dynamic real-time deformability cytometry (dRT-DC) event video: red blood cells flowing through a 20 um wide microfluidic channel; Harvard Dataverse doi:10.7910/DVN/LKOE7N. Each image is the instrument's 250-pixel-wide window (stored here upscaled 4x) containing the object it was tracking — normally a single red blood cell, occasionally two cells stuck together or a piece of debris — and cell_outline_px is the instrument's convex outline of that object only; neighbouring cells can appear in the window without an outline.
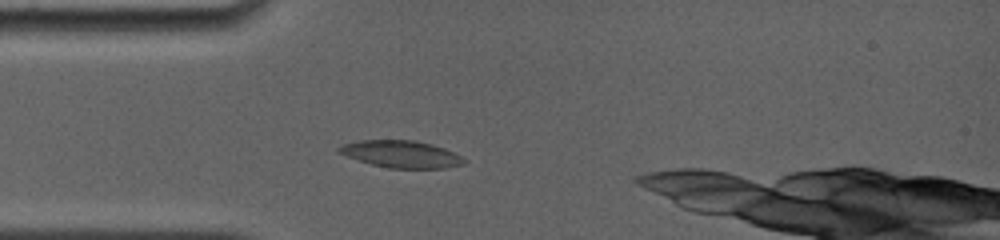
{"species": "common noctule bat (a hibernating species)", "species_latin": "Nyctalus noctula", "temperature_condition": "room temperature", "stored_images_in_passage": 10, "camera_frame_rate_fps": 4000, "um_per_image_px": 0.085, "animal": {"sex": "female", "body_mass_g": 19.0, "forearm_length_mm": 56.7}, "frame": {"image": 1, "passage_image": 4, "time_ms": 2.25, "image_size_px": [1000, 240], "cell_outline_px": [[464, 164], [444, 168], [388, 168], [372, 164], [336, 152], [336, 148], [344, 144], [360, 140], [416, 140], [432, 144], [444, 148], [460, 156], [464, 160]], "centroid_in_image_um": [34.08, 13.09], "position_along_channel_um": 50.9, "area_um2": 19.54}}
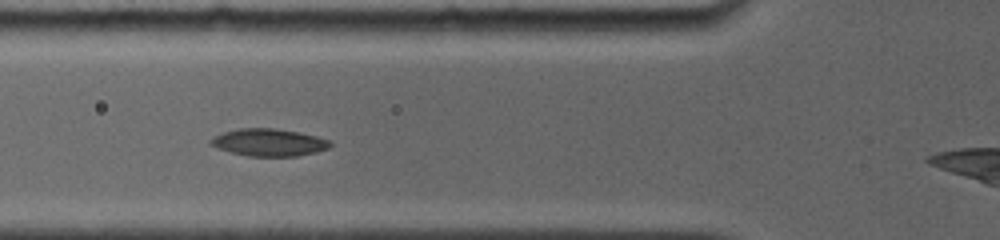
{"frame": {"image": 2, "passage_image": 6, "time_ms": 3.75, "image_size_px": [1000, 240], "cell_outline_px": [[332, 144], [328, 148], [316, 152], [296, 156], [248, 156], [232, 152], [208, 144], [216, 136], [224, 132], [240, 128], [276, 128], [300, 132], [316, 136], [328, 140]], "centroid_in_image_um": [22.89, 12.1], "position_along_channel_um": 102.9, "area_um2": 18.79}}
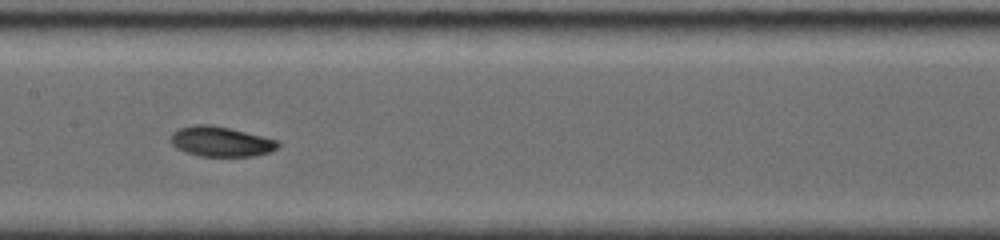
{"frame": {"image": 3, "passage_image": 9, "time_ms": 6.0, "image_size_px": [1000, 240], "cell_outline_px": [[280, 144], [276, 148], [268, 152], [252, 156], [200, 156], [184, 152], [176, 148], [172, 144], [172, 132], [180, 128], [192, 124], [212, 124], [280, 140]], "centroid_in_image_um": [18.76, 12.02], "position_along_channel_um": 188.6, "area_um2": 18.79}}